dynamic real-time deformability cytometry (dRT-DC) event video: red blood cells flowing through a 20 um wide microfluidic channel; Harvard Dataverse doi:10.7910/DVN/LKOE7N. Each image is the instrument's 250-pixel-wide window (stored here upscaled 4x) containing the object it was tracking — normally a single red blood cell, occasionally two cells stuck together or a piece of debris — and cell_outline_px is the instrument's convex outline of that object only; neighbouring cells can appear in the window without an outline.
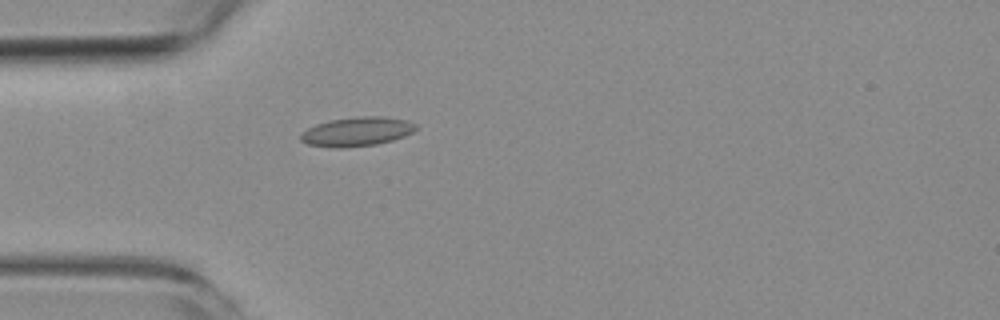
{"species": "common noctule bat (a hibernating species)", "species_latin": "Nyctalus noctula", "temperature_condition": "room temperature", "stored_images_in_passage": 1, "camera_frame_rate_fps": 3000, "um_per_image_px": 0.085, "animal": {"sex": "female", "body_mass_g": 19.3, "forearm_length_mm": 54.1}, "frame": {"image": 1, "passage_image": 1, "time_ms": 0.0, "image_size_px": [1000, 320], "cell_outline_px": [[416, 128], [412, 132], [404, 136], [392, 140], [376, 144], [344, 148], [332, 148], [308, 144], [300, 140], [300, 136], [308, 128], [316, 124], [328, 120], [360, 116], [384, 116], [408, 120], [416, 124]], "centroid_in_image_um": [30.34, 11.18], "position_along_channel_um": 54.7, "area_um2": 19.59}}